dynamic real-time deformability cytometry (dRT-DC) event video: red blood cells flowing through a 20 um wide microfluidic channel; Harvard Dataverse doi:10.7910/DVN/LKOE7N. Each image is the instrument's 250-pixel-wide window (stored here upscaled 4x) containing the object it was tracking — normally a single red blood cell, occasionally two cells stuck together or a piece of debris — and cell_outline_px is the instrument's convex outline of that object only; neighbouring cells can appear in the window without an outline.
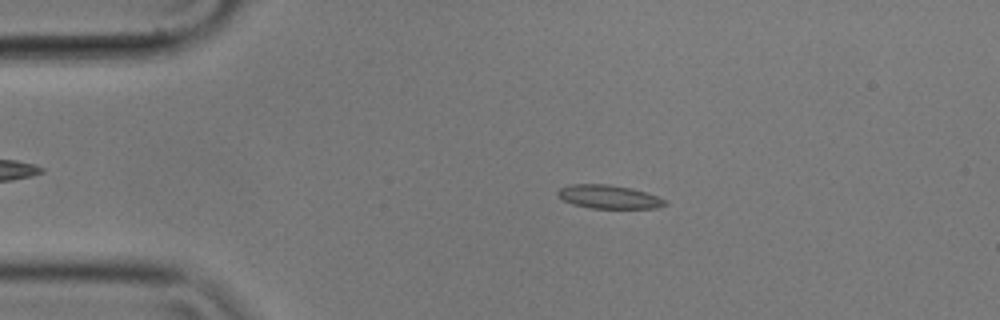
{"species": "common noctule bat (a hibernating species)", "species_latin": "Nyctalus noctula", "temperature_condition": "cold", "stored_images_in_passage": 55, "camera_frame_rate_fps": 3000, "um_per_image_px": 0.085, "animal": {"sex": "male", "body_mass_g": 17.9}, "frame": {"image": 1, "passage_image": 10, "time_ms": 3.0, "image_size_px": [1000, 320], "cell_outline_px": [[668, 204], [656, 208], [592, 208], [572, 204], [564, 200], [556, 192], [560, 188], [572, 184], [604, 184], [632, 188], [668, 200]], "centroid_in_image_um": [51.77, 16.73], "position_along_channel_um": 33.2, "area_um2": 14.57}}
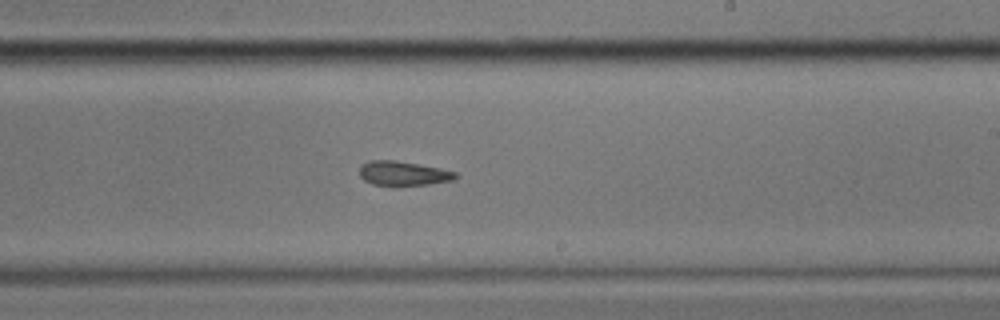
{"frame": {"image": 2, "passage_image": 32, "time_ms": 10.333, "image_size_px": [1000, 320], "cell_outline_px": [[460, 176], [452, 180], [428, 184], [396, 188], [392, 188], [372, 184], [364, 180], [360, 176], [360, 168], [364, 164], [372, 160], [396, 160], [440, 168], [456, 172]], "centroid_in_image_um": [34.28, 14.78], "position_along_channel_um": 254.7, "area_um2": 14.1}}
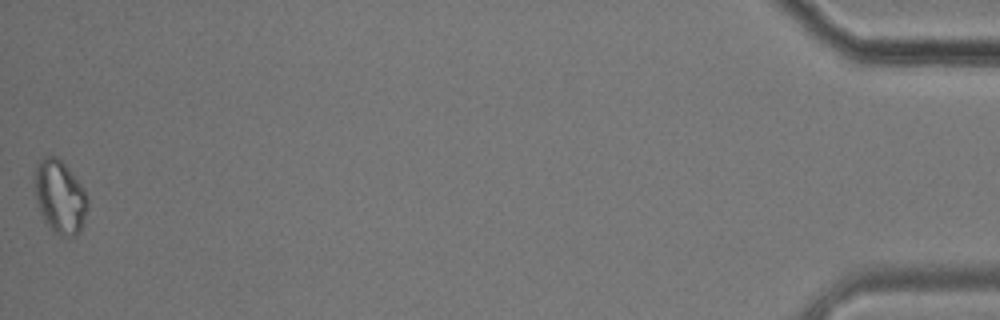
{"frame": {"image": 3, "passage_image": 55, "time_ms": 18.0, "image_size_px": [1000, 320], "cell_outline_px": [[88, 208], [80, 232], [72, 236], [60, 236], [44, 220], [40, 212], [36, 200], [36, 164], [48, 152], [56, 156], [64, 164], [84, 188], [88, 196]], "centroid_in_image_um": [5.11, 16.71], "position_along_channel_um": 430.1, "area_um2": 22.43}, "authors_computed_cell_mechanics": {"area_um2": 14.5656, "velocity_mm_per_s": 3.5352, "shape_relaxation_time_tau1_ms": 5.4735, "shape_relaxation_time_tau2_ms": 3.9376, "deformation_change_tau1": 0.1422, "deformation_change_tau2": 0.1155}}